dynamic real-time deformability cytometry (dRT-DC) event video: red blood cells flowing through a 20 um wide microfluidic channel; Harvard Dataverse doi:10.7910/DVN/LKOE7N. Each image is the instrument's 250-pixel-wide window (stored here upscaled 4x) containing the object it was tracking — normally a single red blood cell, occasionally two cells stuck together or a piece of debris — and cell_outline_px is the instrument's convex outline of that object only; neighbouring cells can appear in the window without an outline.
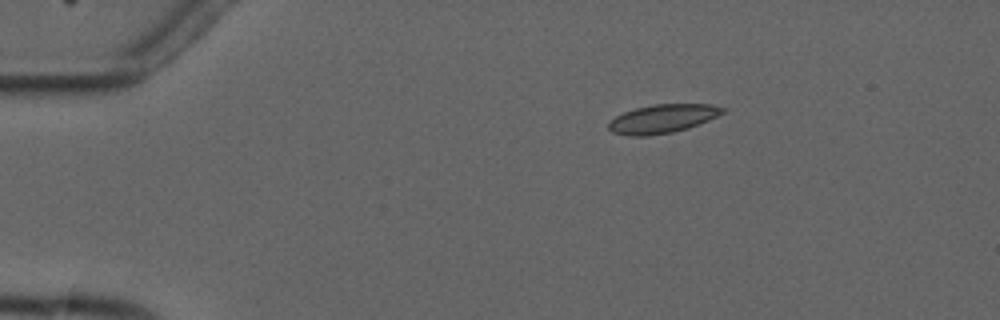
{"species": "common noctule bat (a hibernating species)", "species_latin": "Nyctalus noctula", "temperature_condition": "cold", "stored_images_in_passage": 5, "camera_frame_rate_fps": 3000, "um_per_image_px": 0.085, "animal": {"sex": "male", "forearm_length_mm": 52.5}, "frame": {"image": 1, "passage_image": 3, "time_ms": 2.333, "image_size_px": [1000, 320], "cell_outline_px": [[728, 108], [724, 112], [708, 120], [688, 128], [672, 132], [648, 136], [628, 136], [612, 132], [608, 128], [608, 124], [616, 116], [624, 112], [636, 108], [652, 104], [712, 104]], "centroid_in_image_um": [56.32, 10.09], "position_along_channel_um": 28.7, "area_um2": 19.02}}